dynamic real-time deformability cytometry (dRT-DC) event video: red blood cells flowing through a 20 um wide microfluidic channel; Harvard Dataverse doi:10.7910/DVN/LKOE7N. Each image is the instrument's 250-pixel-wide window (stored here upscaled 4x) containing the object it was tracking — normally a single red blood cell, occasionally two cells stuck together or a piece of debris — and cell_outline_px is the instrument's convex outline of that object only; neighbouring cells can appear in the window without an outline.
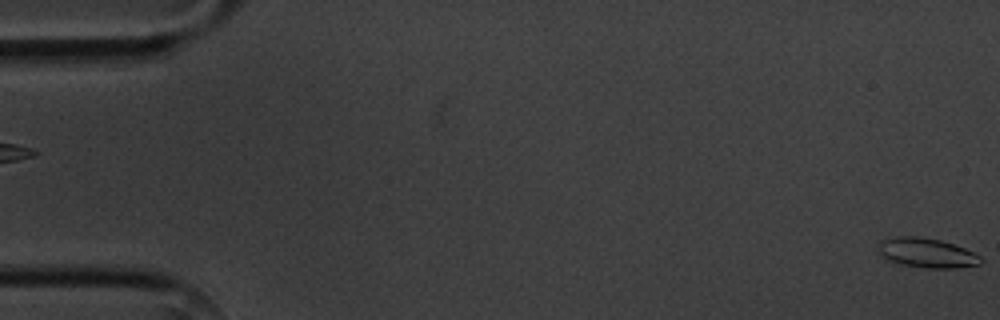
{"species": "common noctule bat (a hibernating species)", "species_latin": "Nyctalus noctula", "temperature_condition": "cold", "stored_images_in_passage": 2, "camera_frame_rate_fps": 3000, "um_per_image_px": 0.085, "animal": {"sex": "male", "body_mass_g": 20.1, "forearm_length_mm": 53.5}, "frame": {"image": 1, "passage_image": 2, "time_ms": 1.0, "image_size_px": [1000, 320], "cell_outline_px": [[984, 260], [980, 264], [956, 268], [924, 268], [900, 264], [888, 260], [880, 252], [876, 244], [880, 240], [896, 236], [916, 236], [940, 240], [964, 248], [980, 256]], "centroid_in_image_um": [78.76, 21.49], "position_along_channel_um": 6.2, "area_um2": 17.69}}